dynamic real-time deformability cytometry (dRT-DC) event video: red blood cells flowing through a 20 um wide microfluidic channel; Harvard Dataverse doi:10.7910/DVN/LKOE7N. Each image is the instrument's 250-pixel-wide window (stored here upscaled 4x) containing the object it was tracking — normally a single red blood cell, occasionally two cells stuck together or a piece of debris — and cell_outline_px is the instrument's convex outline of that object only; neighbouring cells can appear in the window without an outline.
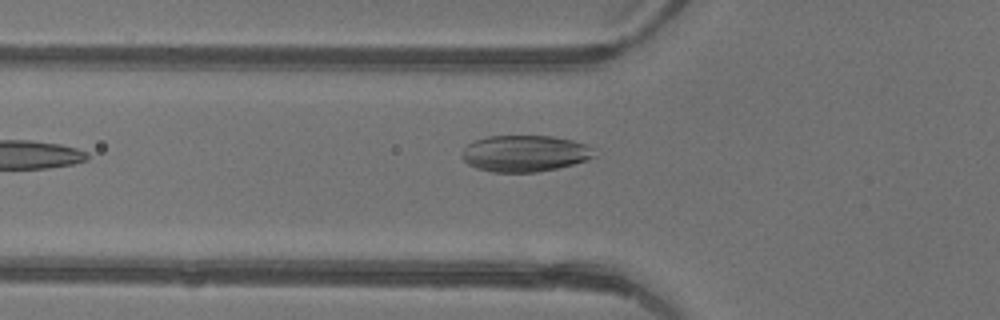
{"species": "common noctule bat (a hibernating species)", "species_latin": "Nyctalus noctula", "temperature_condition": "warm", "stored_images_in_passage": 5, "camera_frame_rate_fps": 3000, "um_per_image_px": 0.085, "animal": {"sex": "female"}, "frame": {"image": 1, "passage_image": 5, "time_ms": 1.333, "image_size_px": [1000, 320], "cell_outline_px": [[596, 156], [588, 160], [556, 168], [536, 172], [492, 172], [476, 168], [468, 164], [460, 156], [464, 148], [472, 140], [488, 136], [552, 136], [572, 140], [596, 148]], "centroid_in_image_um": [44.61, 13.04], "position_along_channel_um": 81.2, "area_um2": 28.32}}